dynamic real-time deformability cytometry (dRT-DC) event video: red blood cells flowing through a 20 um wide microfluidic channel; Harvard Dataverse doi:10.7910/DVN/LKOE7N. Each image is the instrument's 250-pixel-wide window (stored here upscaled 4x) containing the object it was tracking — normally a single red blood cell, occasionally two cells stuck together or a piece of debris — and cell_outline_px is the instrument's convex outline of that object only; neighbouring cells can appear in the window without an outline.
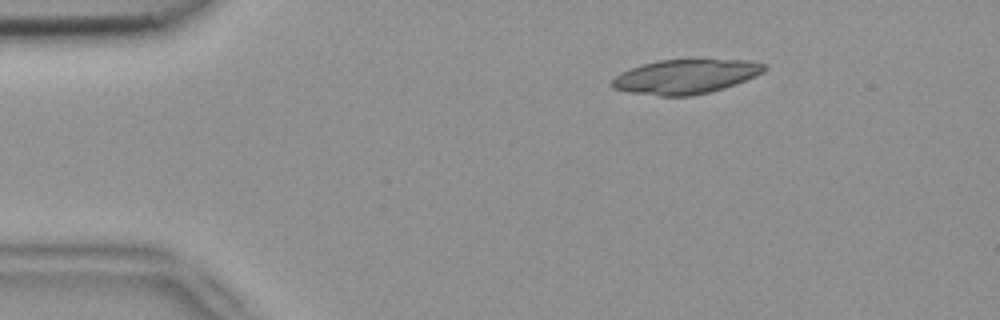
{"species": "common noctule bat (a hibernating species)", "species_latin": "Nyctalus noctula", "temperature_condition": "room temperature", "stored_images_in_passage": 4, "camera_frame_rate_fps": 3000, "um_per_image_px": 0.085, "animal": {"sex": "female", "body_mass_g": 18.4}, "frame": {"image": 1, "passage_image": 1, "time_ms": 0.0, "image_size_px": [1000, 320], "cell_outline_px": [[768, 68], [764, 72], [756, 76], [736, 84], [724, 88], [692, 96], [660, 96], [628, 92], [612, 88], [612, 80], [620, 72], [644, 64], [660, 60], [752, 60], [768, 64]], "centroid_in_image_um": [58.32, 6.51], "position_along_channel_um": 26.7, "area_um2": 30.52}}